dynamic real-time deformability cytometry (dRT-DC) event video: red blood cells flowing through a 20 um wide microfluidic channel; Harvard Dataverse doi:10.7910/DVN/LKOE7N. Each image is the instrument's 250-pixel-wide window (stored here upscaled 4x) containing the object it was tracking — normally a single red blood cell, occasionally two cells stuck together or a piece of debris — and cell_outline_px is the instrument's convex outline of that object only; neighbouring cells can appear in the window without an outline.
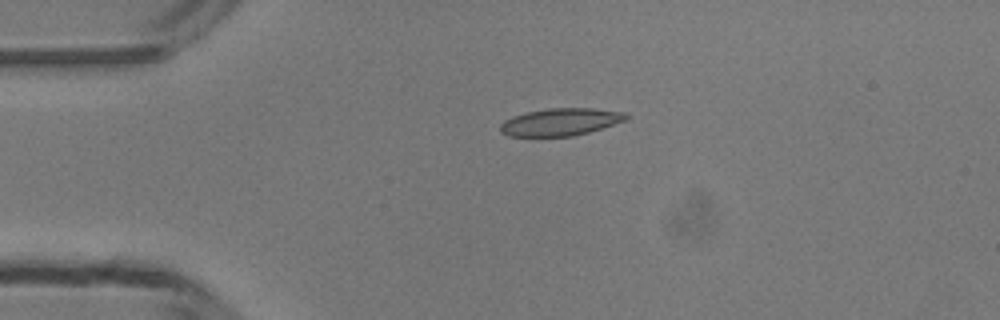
{"species": "common noctule bat (a hibernating species)", "species_latin": "Nyctalus noctula", "temperature_condition": "room temperature", "stored_images_in_passage": 39, "camera_frame_rate_fps": 3000, "um_per_image_px": 0.085, "animal": {"sex": "male", "body_mass_g": 13.3}, "frame": {"image": 1, "passage_image": 1, "time_ms": 0.0, "image_size_px": [1000, 320], "cell_outline_px": [[628, 116], [624, 120], [588, 132], [572, 136], [508, 136], [500, 132], [500, 124], [504, 120], [512, 116], [528, 112], [548, 108], [592, 108], [624, 112]], "centroid_in_image_um": [47.58, 10.36], "position_along_channel_um": 37.4, "area_um2": 19.83}}
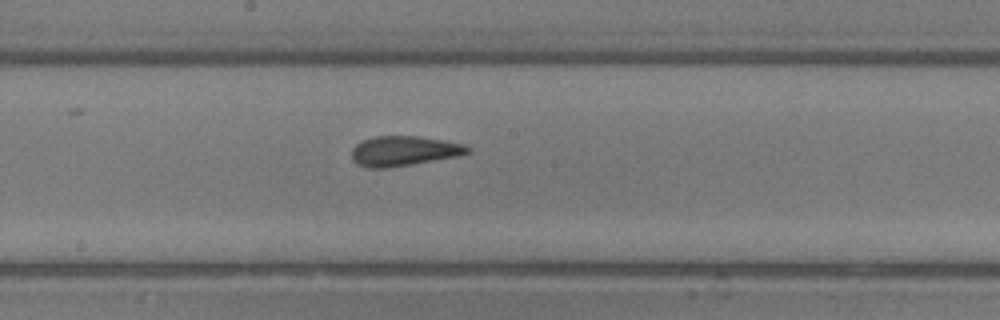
{"frame": {"image": 2, "passage_image": 16, "time_ms": 5.0, "image_size_px": [1000, 320], "cell_outline_px": [[468, 152], [460, 156], [412, 164], [384, 168], [368, 168], [356, 164], [352, 160], [352, 148], [356, 144], [364, 140], [376, 136], [416, 136], [444, 140], [464, 144], [468, 148]], "centroid_in_image_um": [34.3, 12.84], "position_along_channel_um": 213.9, "area_um2": 20.11}}
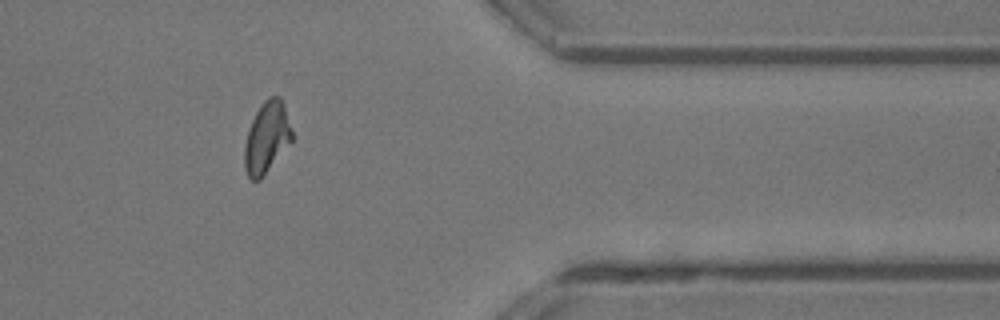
{"frame": {"image": 3, "passage_image": 30, "time_ms": 9.667, "image_size_px": [1000, 320], "cell_outline_px": [[292, 140], [260, 180], [252, 180], [248, 176], [244, 168], [244, 148], [248, 132], [252, 120], [256, 112], [264, 100], [268, 96], [280, 96], [284, 104], [292, 132]], "centroid_in_image_um": [22.66, 11.68], "position_along_channel_um": 388.7, "area_um2": 19.48}, "authors_computed_cell_mechanics": {"area_um2": 19.5364, "velocity_mm_per_s": 4.1928, "shape_relaxation_time_tau1_ms": 6.1368, "shape_relaxation_time_tau2_ms": 1.8974, "deformation_change_tau1": 0.1977, "deformation_change_tau2": 0.1027}}